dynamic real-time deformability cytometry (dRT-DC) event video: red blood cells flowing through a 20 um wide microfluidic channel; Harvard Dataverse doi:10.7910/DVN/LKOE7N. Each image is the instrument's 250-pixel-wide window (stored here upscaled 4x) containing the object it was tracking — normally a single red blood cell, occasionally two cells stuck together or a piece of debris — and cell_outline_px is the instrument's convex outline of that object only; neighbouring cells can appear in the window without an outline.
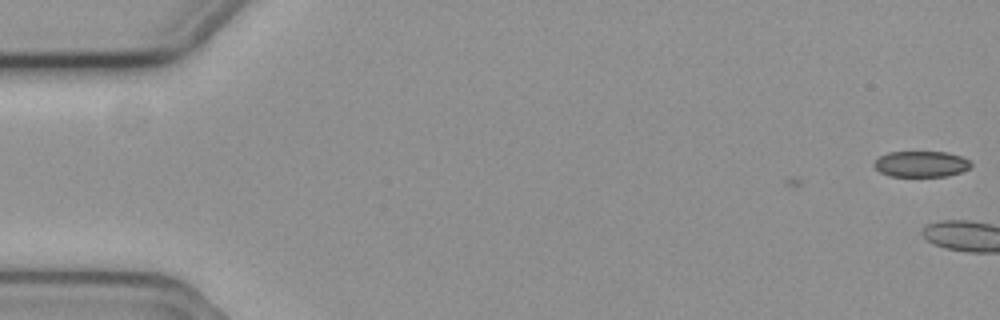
{"species": "common noctule bat (a hibernating species)", "species_latin": "Nyctalus noctula", "temperature_condition": "cold", "stored_images_in_passage": 9, "camera_frame_rate_fps": 3000, "um_per_image_px": 0.085, "animal": {"sex": "female", "body_mass_g": 19.3, "forearm_length_mm": 54.1}, "frame": {"image": 1, "passage_image": 1, "time_ms": 0.0, "image_size_px": [1000, 320], "cell_outline_px": [[972, 164], [968, 168], [960, 172], [948, 176], [888, 176], [880, 172], [872, 164], [880, 156], [888, 152], [948, 152], [960, 156], [968, 160]], "centroid_in_image_um": [78.27, 13.94], "position_along_channel_um": 6.7, "area_um2": 14.57}}
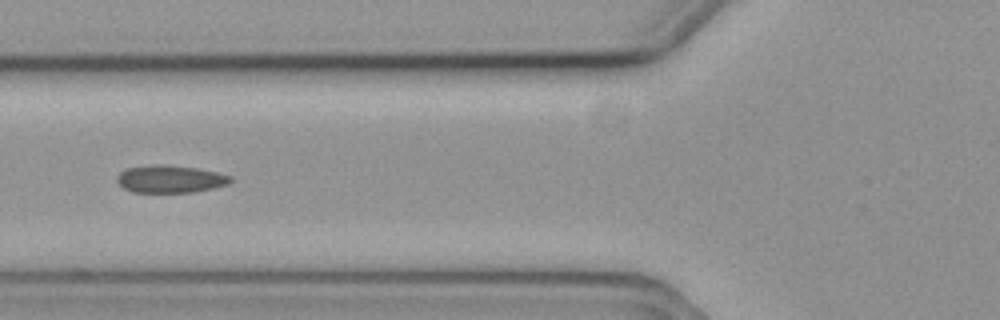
{"frame": {"image": 2, "passage_image": 8, "time_ms": 2.333, "image_size_px": [1000, 320], "cell_outline_px": [[232, 180], [228, 184], [212, 188], [192, 192], [132, 192], [124, 188], [116, 180], [116, 176], [120, 172], [128, 168], [152, 164], [164, 164], [196, 168], [216, 172], [232, 176]], "centroid_in_image_um": [14.45, 15.21], "position_along_channel_um": 111.3, "area_um2": 18.15}}
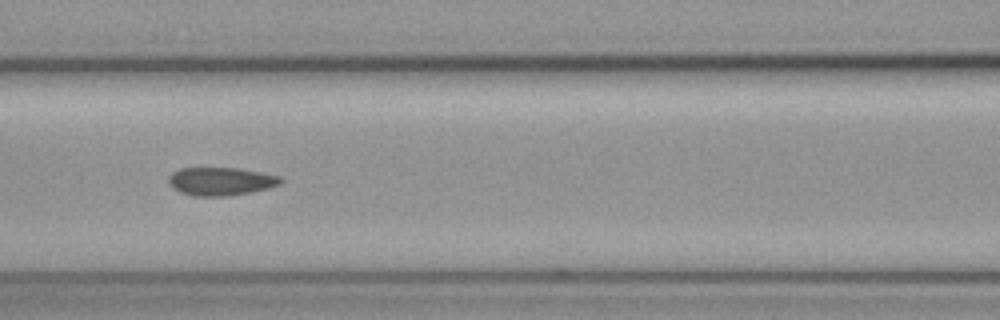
{"frame": {"image": 3, "passage_image": 9, "time_ms": 2.667, "image_size_px": [1000, 320], "cell_outline_px": [[284, 180], [280, 184], [268, 188], [252, 192], [228, 196], [192, 196], [180, 192], [172, 188], [168, 184], [168, 176], [172, 172], [180, 168], [236, 168], [260, 172], [280, 176]], "centroid_in_image_um": [18.74, 15.42], "position_along_channel_um": 147.9, "area_um2": 18.55}}